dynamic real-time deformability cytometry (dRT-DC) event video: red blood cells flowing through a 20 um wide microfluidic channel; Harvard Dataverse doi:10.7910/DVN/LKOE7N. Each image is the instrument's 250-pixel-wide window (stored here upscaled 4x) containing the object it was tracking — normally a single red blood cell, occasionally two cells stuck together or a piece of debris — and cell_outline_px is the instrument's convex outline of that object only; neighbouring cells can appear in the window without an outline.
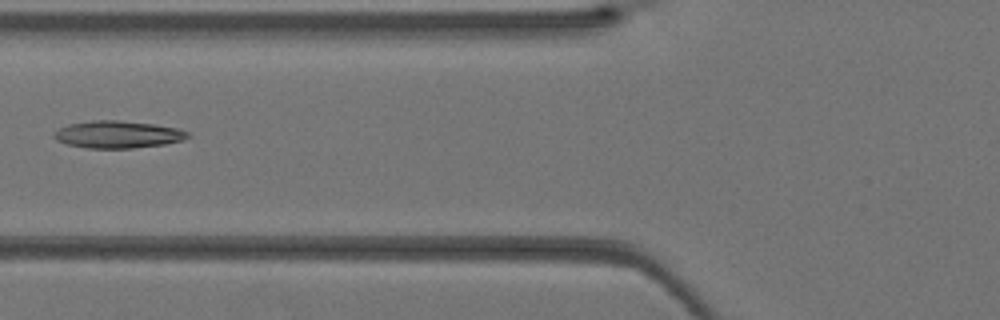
{"species": "Egyptian fruit bat (a non-hibernating species)", "species_latin": "Rousettus aegyptiacus", "temperature_condition": "warm", "stored_images_in_passage": 40, "camera_frame_rate_fps": 3000, "um_per_image_px": 0.085, "animal": {"sex": "female"}, "frame": {"image": 1, "passage_image": 16, "time_ms": 5.0, "image_size_px": [1000, 320], "cell_outline_px": [[192, 136], [180, 140], [164, 144], [132, 148], [88, 148], [68, 144], [56, 140], [52, 136], [60, 128], [68, 124], [92, 120], [116, 120], [152, 124], [180, 128], [188, 132]], "centroid_in_image_um": [10.02, 11.42], "position_along_channel_um": 115.8, "area_um2": 21.1}}
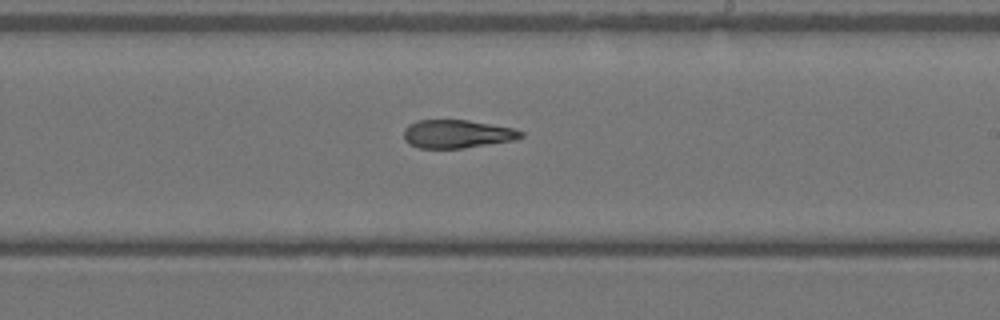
{"frame": {"image": 2, "passage_image": 24, "time_ms": 7.667, "image_size_px": [1000, 320], "cell_outline_px": [[524, 136], [512, 140], [460, 148], [420, 148], [408, 144], [404, 140], [404, 128], [408, 124], [416, 120], [468, 120], [512, 128], [524, 132]], "centroid_in_image_um": [38.78, 11.38], "position_along_channel_um": 250.2, "area_um2": 19.13}}
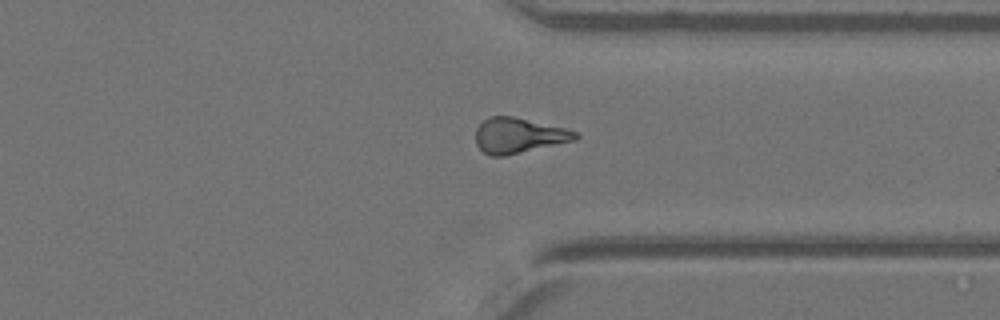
{"frame": {"image": 3, "passage_image": 31, "time_ms": 10.0, "image_size_px": [1000, 320], "cell_outline_px": [[580, 136], [576, 140], [504, 156], [492, 156], [484, 152], [476, 144], [476, 128], [488, 116], [512, 116], [564, 128], [576, 132]], "centroid_in_image_um": [44.07, 11.52], "position_along_channel_um": 367.3, "area_um2": 20.29}}